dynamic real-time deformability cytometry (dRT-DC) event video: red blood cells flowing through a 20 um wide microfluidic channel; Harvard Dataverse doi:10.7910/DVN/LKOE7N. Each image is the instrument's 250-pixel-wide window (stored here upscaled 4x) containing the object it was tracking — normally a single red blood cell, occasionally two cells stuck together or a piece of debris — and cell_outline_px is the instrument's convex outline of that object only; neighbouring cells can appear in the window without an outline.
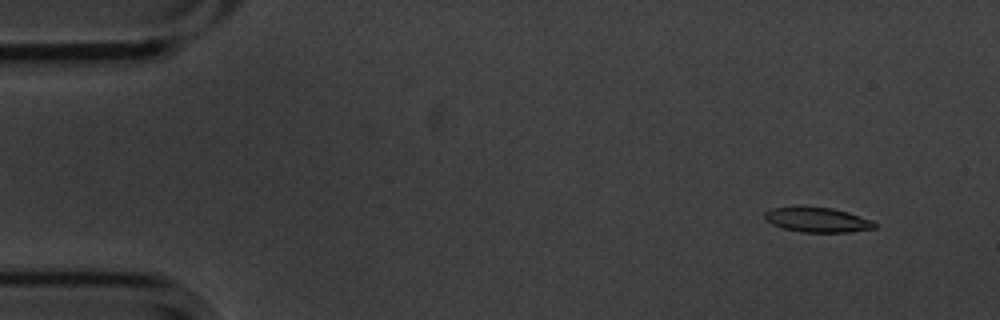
{"species": "common noctule bat (a hibernating species)", "species_latin": "Nyctalus noctula", "temperature_condition": "cold", "stored_images_in_passage": 5, "camera_frame_rate_fps": 3000, "um_per_image_px": 0.085, "animal": {"sex": "male", "body_mass_g": 20.1, "forearm_length_mm": 53.5}, "frame": {"image": 1, "passage_image": 2, "time_ms": 0.333, "image_size_px": [1000, 320], "cell_outline_px": [[876, 228], [852, 232], [800, 232], [784, 228], [772, 224], [764, 220], [764, 212], [772, 208], [832, 208], [848, 212], [872, 220], [876, 224]], "centroid_in_image_um": [69.5, 18.71], "position_along_channel_um": 15.5, "area_um2": 15.61}}
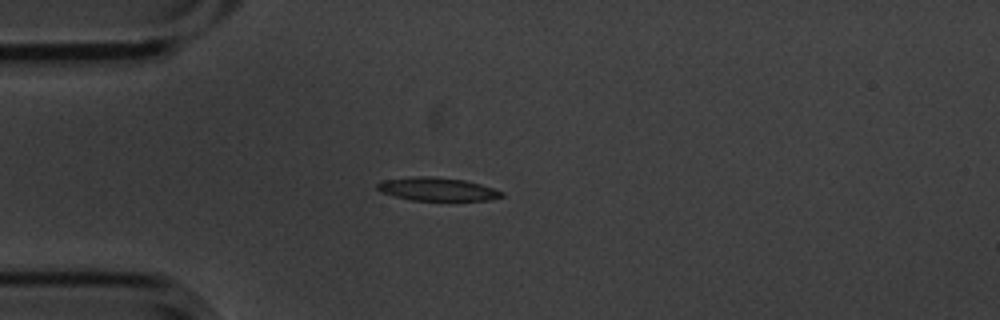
{"frame": {"image": 2, "passage_image": 5, "time_ms": 1.333, "image_size_px": [1000, 320], "cell_outline_px": [[504, 196], [488, 200], [412, 200], [380, 192], [376, 188], [376, 184], [380, 180], [416, 176], [432, 176], [464, 180], [480, 184], [504, 192]], "centroid_in_image_um": [37.13, 16.07], "position_along_channel_um": 47.9, "area_um2": 16.82}}